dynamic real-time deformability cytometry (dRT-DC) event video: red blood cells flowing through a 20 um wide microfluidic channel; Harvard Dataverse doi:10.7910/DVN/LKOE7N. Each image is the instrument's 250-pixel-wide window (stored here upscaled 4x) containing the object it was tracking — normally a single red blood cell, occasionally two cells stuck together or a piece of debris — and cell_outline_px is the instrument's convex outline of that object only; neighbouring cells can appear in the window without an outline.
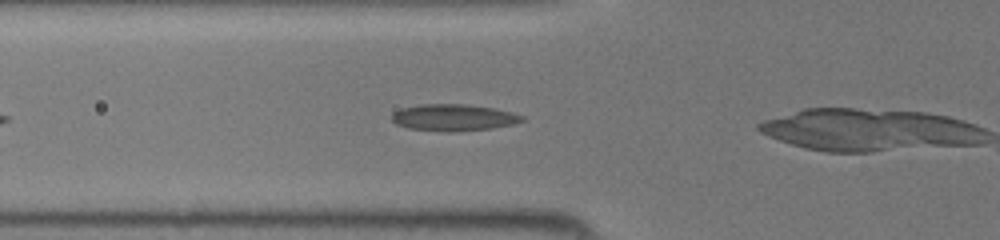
{"species": "common noctule bat (a hibernating species)", "species_latin": "Nyctalus noctula", "temperature_condition": "room temperature", "stored_images_in_passage": 5, "camera_frame_rate_fps": 3000, "um_per_image_px": 0.085, "animal": {"sex": "female", "body_mass_g": 19.5, "forearm_length_mm": 54.1}, "frame": {"image": 1, "passage_image": 4, "time_ms": 1.0, "image_size_px": [1000, 240], "cell_outline_px": [[524, 120], [512, 124], [492, 128], [408, 128], [396, 124], [392, 120], [392, 112], [400, 108], [420, 104], [464, 104], [492, 108], [512, 112], [524, 116]], "centroid_in_image_um": [38.53, 9.92], "position_along_channel_um": 87.3, "area_um2": 18.96}}